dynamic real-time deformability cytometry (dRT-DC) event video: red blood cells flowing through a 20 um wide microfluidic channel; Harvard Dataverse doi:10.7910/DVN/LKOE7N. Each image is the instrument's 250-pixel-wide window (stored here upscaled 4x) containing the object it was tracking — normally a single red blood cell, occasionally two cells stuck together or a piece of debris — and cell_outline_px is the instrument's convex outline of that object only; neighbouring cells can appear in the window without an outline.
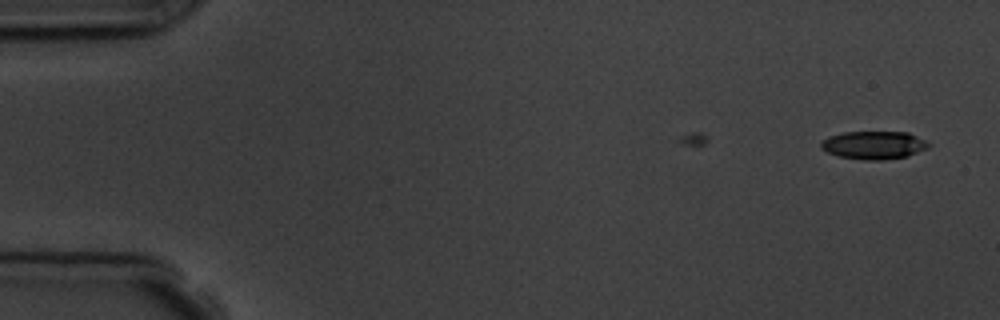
{"species": "common noctule bat (a hibernating species)", "species_latin": "Nyctalus noctula", "temperature_condition": "room temperature", "stored_images_in_passage": 3, "camera_frame_rate_fps": 3000, "um_per_image_px": 0.085, "animal": {"sex": "male", "body_mass_g": 19.5, "forearm_length_mm": 54.6}, "frame": {"image": 1, "passage_image": 3, "time_ms": 2.333, "image_size_px": [1000, 320], "cell_outline_px": [[928, 148], [908, 156], [880, 160], [864, 160], [840, 156], [828, 152], [820, 148], [820, 144], [828, 136], [844, 132], [908, 132], [924, 140], [928, 144]], "centroid_in_image_um": [74.26, 12.33], "position_along_channel_um": 10.7, "area_um2": 17.4}}